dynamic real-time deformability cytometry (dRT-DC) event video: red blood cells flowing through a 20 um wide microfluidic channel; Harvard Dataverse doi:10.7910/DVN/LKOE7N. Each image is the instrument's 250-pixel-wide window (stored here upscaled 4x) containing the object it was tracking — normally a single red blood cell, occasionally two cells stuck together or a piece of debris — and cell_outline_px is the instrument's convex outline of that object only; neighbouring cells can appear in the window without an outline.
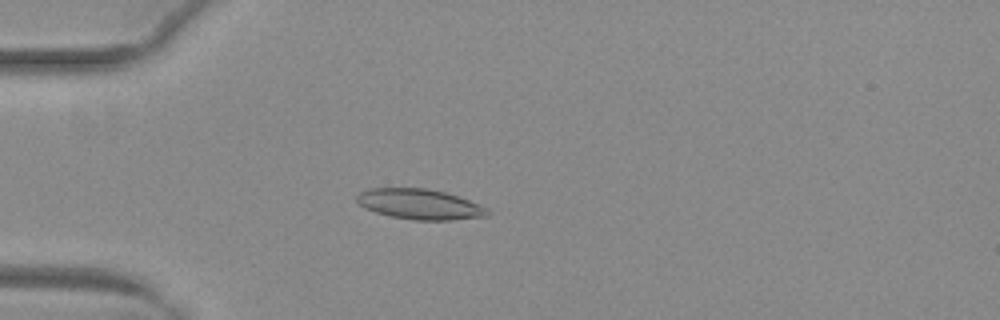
{"species": "common noctule bat (a hibernating species)", "species_latin": "Nyctalus noctula", "temperature_condition": "warm", "stored_images_in_passage": 39, "camera_frame_rate_fps": 3000, "um_per_image_px": 0.085, "animal": {"sex": "female", "body_mass_g": 29.2, "forearm_length_mm": 56.3}, "frame": {"image": 1, "passage_image": 2, "time_ms": 0.333, "image_size_px": [1000, 320], "cell_outline_px": [[488, 216], [452, 220], [416, 220], [388, 216], [364, 208], [356, 200], [356, 196], [360, 192], [368, 188], [428, 188], [444, 192], [468, 200], [488, 208]], "centroid_in_image_um": [35.64, 17.36], "position_along_channel_um": 49.4, "area_um2": 23.06}}
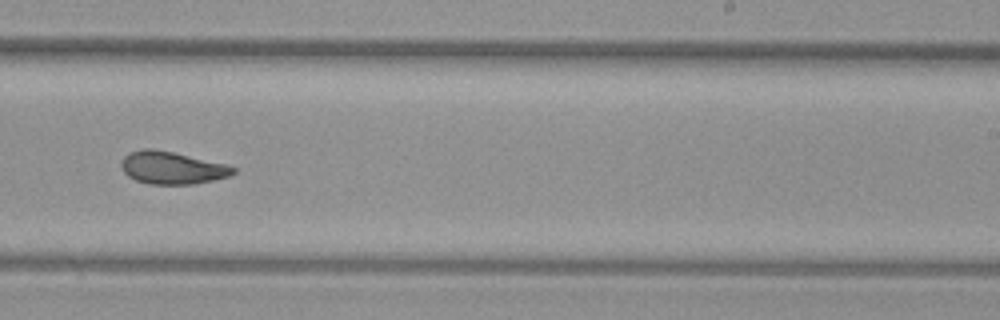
{"frame": {"image": 2, "passage_image": 20, "time_ms": 6.333, "image_size_px": [1000, 320], "cell_outline_px": [[236, 172], [228, 176], [196, 184], [148, 184], [136, 180], [128, 176], [120, 168], [120, 164], [124, 156], [128, 152], [140, 148], [152, 148], [172, 152], [224, 164], [236, 168]], "centroid_in_image_um": [14.55, 14.26], "position_along_channel_um": 274.4, "area_um2": 21.15}}
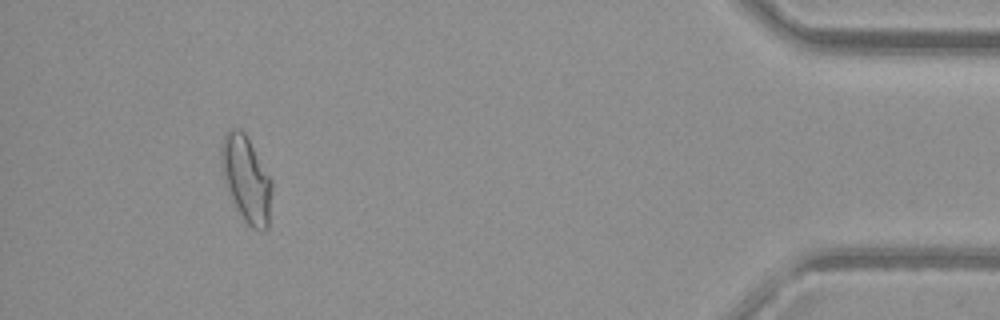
{"frame": {"image": 3, "passage_image": 35, "time_ms": 11.333, "image_size_px": [1000, 320], "cell_outline_px": [[272, 188], [268, 228], [264, 232], [260, 232], [244, 224], [228, 188], [224, 176], [220, 160], [220, 144], [228, 128], [236, 128], [244, 132], [272, 180]], "centroid_in_image_um": [20.94, 15.25], "position_along_channel_um": 414.3, "area_um2": 25.32}, "authors_computed_cell_mechanics": {"area_um2": 22.0218, "velocity_mm_per_s": 4.0451, "shape_relaxation_time_tau1_ms": null, "shape_relaxation_time_tau2_ms": 1.9521, "deformation_change_tau1": null, "deformation_change_tau2": 0.0718}}